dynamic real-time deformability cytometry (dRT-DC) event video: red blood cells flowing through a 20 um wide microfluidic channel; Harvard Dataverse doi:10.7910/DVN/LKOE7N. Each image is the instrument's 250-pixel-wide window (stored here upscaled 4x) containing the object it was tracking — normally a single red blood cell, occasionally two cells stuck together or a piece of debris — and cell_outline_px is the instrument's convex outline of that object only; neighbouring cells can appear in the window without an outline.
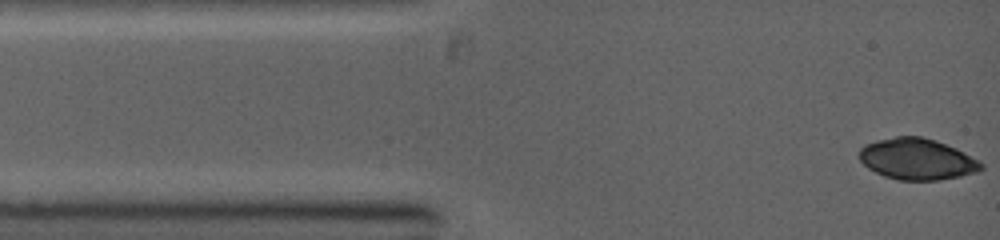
{"species": "common noctule bat (a hibernating species)", "species_latin": "Nyctalus noctula", "temperature_condition": "warm", "stored_images_in_passage": 3, "camera_frame_rate_fps": 5000, "um_per_image_px": 0.085, "animal": {"sex": "female", "body_mass_g": 19.0, "forearm_length_mm": 53.3}, "frame": {"image": 1, "passage_image": 1, "time_ms": 0.0, "image_size_px": [1000, 240], "cell_outline_px": [[984, 168], [976, 172], [960, 176], [940, 180], [900, 180], [884, 176], [868, 168], [860, 160], [860, 148], [864, 144], [876, 140], [896, 136], [920, 136], [936, 140], [956, 148], [980, 160], [984, 164]], "centroid_in_image_um": [77.97, 13.51], "position_along_channel_um": 7.0, "area_um2": 29.42}}